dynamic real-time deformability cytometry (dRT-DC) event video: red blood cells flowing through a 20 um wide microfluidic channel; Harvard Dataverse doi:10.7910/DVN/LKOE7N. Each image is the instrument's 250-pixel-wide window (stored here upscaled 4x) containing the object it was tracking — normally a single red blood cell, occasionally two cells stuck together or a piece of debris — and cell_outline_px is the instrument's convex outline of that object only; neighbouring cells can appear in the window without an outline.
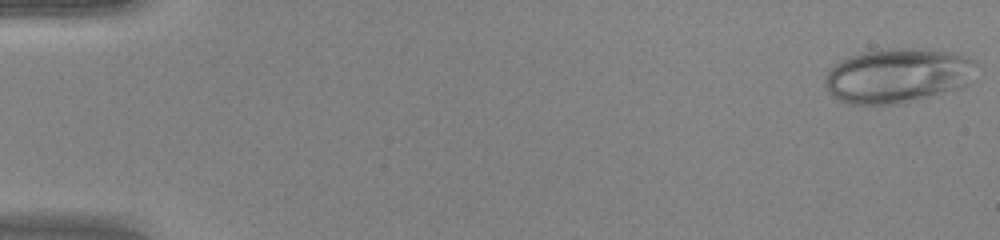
{"species": "human", "species_latin": "Homo sapiens", "temperature_condition": "warm", "stored_images_in_passage": 20, "camera_frame_rate_fps": 3000, "um_per_image_px": 0.085, "donor": {"sex": "female"}, "frame": {"image": 1, "passage_image": 1, "time_ms": 0.0, "image_size_px": [1000, 240], "cell_outline_px": [[976, 64], [964, 84], [952, 88], [896, 104], [848, 104], [832, 96], [828, 92], [824, 84], [824, 80], [828, 72], [840, 60], [848, 56], [880, 48], [908, 48], [944, 52], [964, 56], [976, 60]], "centroid_in_image_um": [76.16, 6.4], "position_along_channel_um": 8.8, "area_um2": 46.76}}